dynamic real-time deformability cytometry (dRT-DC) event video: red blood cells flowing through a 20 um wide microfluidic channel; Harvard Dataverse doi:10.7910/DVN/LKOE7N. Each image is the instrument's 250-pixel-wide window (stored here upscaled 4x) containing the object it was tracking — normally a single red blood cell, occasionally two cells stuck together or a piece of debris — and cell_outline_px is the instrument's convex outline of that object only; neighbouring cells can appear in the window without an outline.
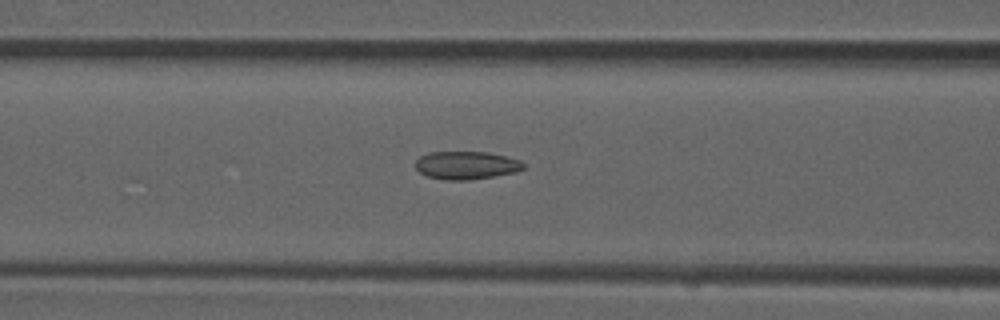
{"species": "common noctule bat (a hibernating species)", "species_latin": "Nyctalus noctula", "temperature_condition": "room temperature", "stored_images_in_passage": 45, "camera_frame_rate_fps": 3000, "um_per_image_px": 0.085, "animal": {"sex": "male", "forearm_length_mm": 52.5}, "frame": {"image": 1, "passage_image": 21, "time_ms": 6.667, "image_size_px": [1000, 320], "cell_outline_px": [[524, 168], [516, 172], [468, 180], [448, 180], [428, 176], [420, 172], [416, 168], [416, 160], [420, 156], [428, 152], [488, 152], [520, 160], [524, 164]], "centroid_in_image_um": [39.63, 14.04], "position_along_channel_um": 127.0, "area_um2": 17.46}}
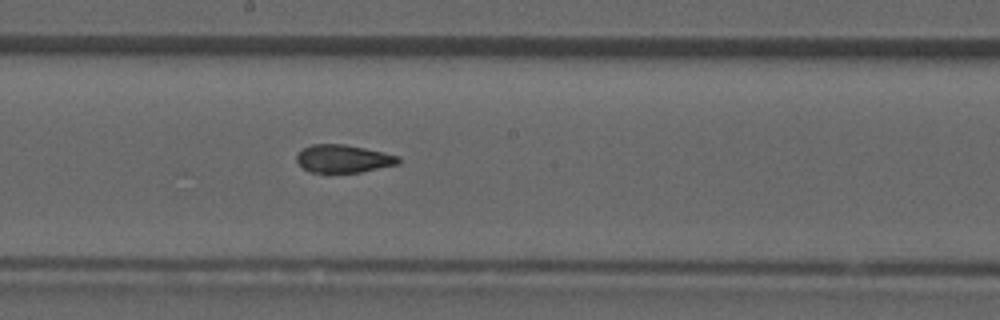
{"frame": {"image": 2, "passage_image": 28, "time_ms": 9.0, "image_size_px": [1000, 320], "cell_outline_px": [[400, 164], [360, 172], [308, 172], [296, 160], [296, 156], [304, 148], [312, 144], [344, 144], [384, 152], [400, 156]], "centroid_in_image_um": [29.22, 13.49], "position_along_channel_um": 219.0, "area_um2": 16.47}}
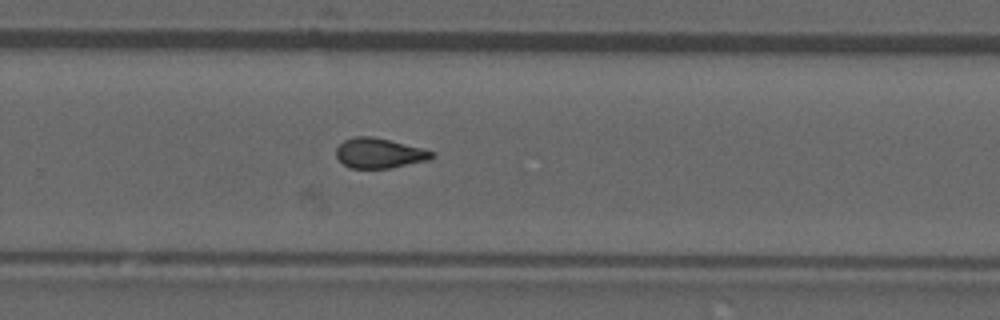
{"frame": {"image": 3, "passage_image": 34, "time_ms": 11.0, "image_size_px": [1000, 320], "cell_outline_px": [[436, 156], [428, 160], [392, 168], [348, 168], [336, 156], [336, 148], [344, 140], [352, 136], [372, 136], [436, 152]], "centroid_in_image_um": [32.23, 13.02], "position_along_channel_um": 297.6, "area_um2": 16.7}}